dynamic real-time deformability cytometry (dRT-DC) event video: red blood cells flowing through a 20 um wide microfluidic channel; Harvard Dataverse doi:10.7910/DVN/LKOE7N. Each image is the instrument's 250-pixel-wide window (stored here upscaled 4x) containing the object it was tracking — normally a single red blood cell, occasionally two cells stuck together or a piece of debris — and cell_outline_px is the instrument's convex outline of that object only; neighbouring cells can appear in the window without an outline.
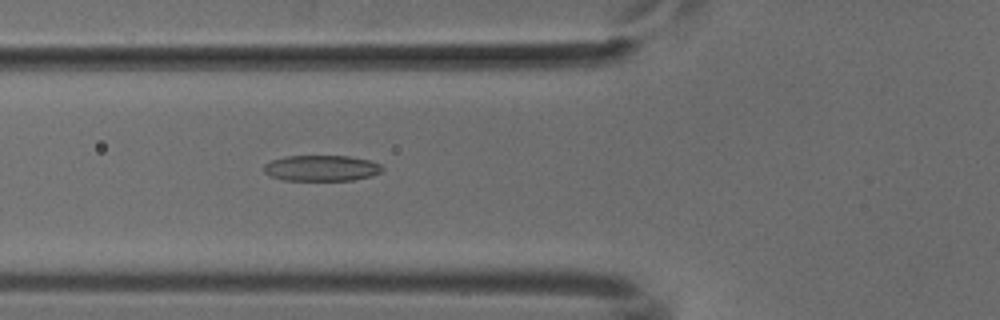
{"species": "common noctule bat (a hibernating species)", "species_latin": "Nyctalus noctula", "temperature_condition": "cold", "stored_images_in_passage": 38, "camera_frame_rate_fps": 3000, "um_per_image_px": 0.085, "animal": {"sex": "male", "body_mass_g": 18.8}, "frame": {"image": 1, "passage_image": 5, "time_ms": 1.333, "image_size_px": [1000, 320], "cell_outline_px": [[384, 168], [380, 172], [372, 176], [352, 180], [284, 180], [272, 176], [264, 172], [264, 164], [272, 160], [284, 156], [348, 156], [368, 160], [380, 164]], "centroid_in_image_um": [27.32, 14.29], "position_along_channel_um": 98.5, "area_um2": 17.74}}
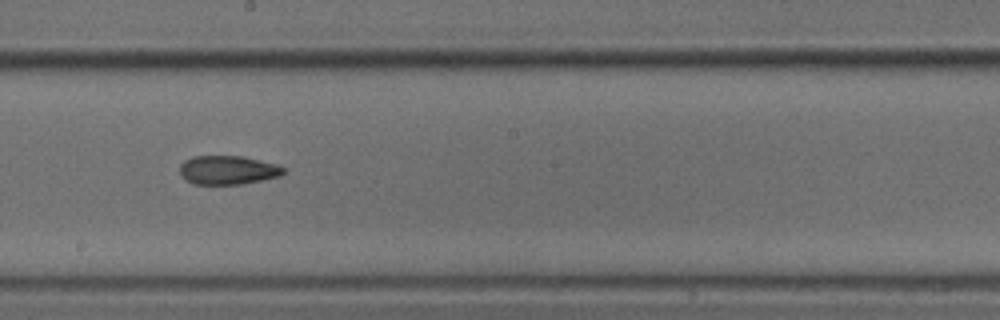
{"frame": {"image": 2, "passage_image": 15, "time_ms": 4.667, "image_size_px": [1000, 320], "cell_outline_px": [[284, 172], [280, 176], [240, 184], [192, 184], [184, 180], [180, 176], [180, 164], [184, 160], [192, 156], [244, 156], [276, 164], [284, 168]], "centroid_in_image_um": [19.31, 14.45], "position_along_channel_um": 228.9, "area_um2": 17.51}}
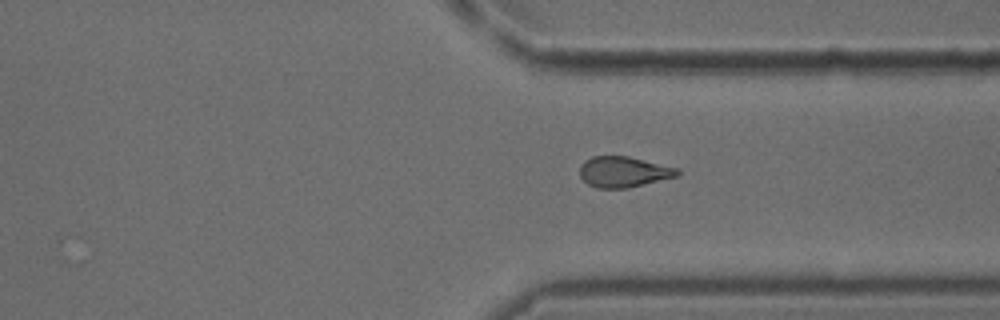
{"frame": {"image": 3, "passage_image": 25, "time_ms": 8.0, "image_size_px": [1000, 320], "cell_outline_px": [[680, 172], [676, 176], [628, 188], [596, 188], [588, 184], [580, 176], [580, 164], [584, 160], [592, 156], [628, 156], [680, 168]], "centroid_in_image_um": [52.99, 14.6], "position_along_channel_um": 358.4, "area_um2": 17.51}}